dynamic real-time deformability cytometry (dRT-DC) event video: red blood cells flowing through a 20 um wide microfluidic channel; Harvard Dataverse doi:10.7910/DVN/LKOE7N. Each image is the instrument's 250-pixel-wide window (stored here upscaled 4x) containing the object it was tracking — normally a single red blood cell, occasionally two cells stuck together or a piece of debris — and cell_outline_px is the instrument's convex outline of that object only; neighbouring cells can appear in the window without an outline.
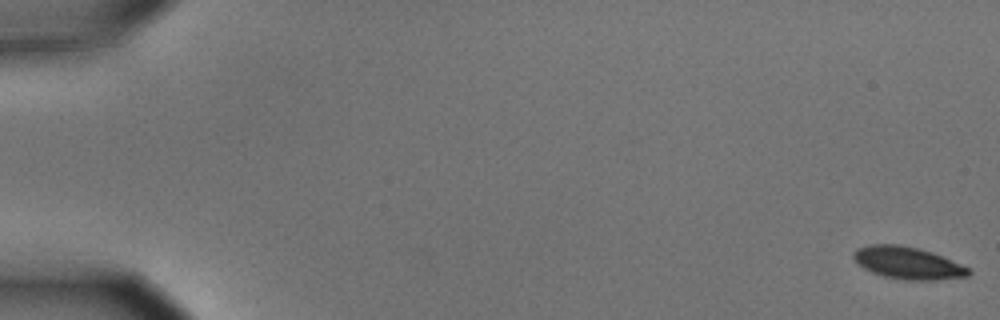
{"species": "common noctule bat (a hibernating species)", "species_latin": "Nyctalus noctula", "temperature_condition": "cold", "stored_images_in_passage": 57, "camera_frame_rate_fps": 3000, "um_per_image_px": 0.085, "animal": {"sex": "male", "body_mass_g": 15.6}, "frame": {"image": 1, "passage_image": 1, "time_ms": 0.0, "image_size_px": [1000, 320], "cell_outline_px": [[972, 272], [968, 276], [936, 280], [904, 280], [884, 276], [872, 272], [864, 268], [852, 256], [852, 252], [856, 248], [872, 244], [896, 244], [916, 248], [932, 252], [960, 264], [968, 268]], "centroid_in_image_um": [77.15, 22.35], "position_along_channel_um": 7.9, "area_um2": 21.39}}
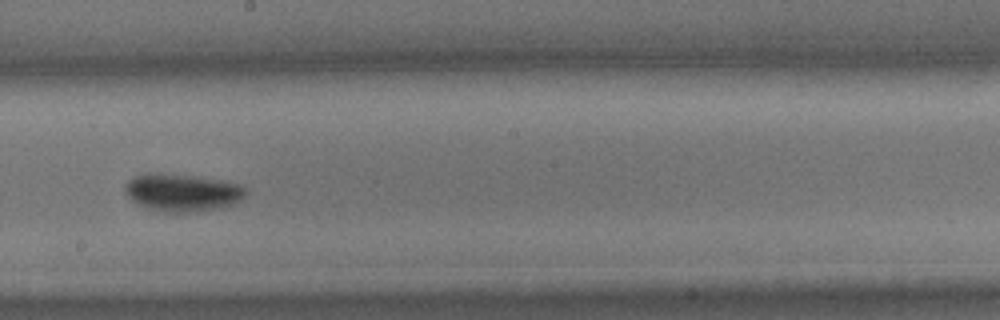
{"frame": {"image": 2, "passage_image": 33, "time_ms": 10.667, "image_size_px": [1000, 320], "cell_outline_px": [[244, 196], [240, 200], [232, 204], [216, 208], [196, 212], [168, 212], [152, 208], [140, 204], [132, 200], [128, 196], [124, 188], [124, 184], [128, 180], [136, 176], [192, 176], [236, 184], [244, 188]], "centroid_in_image_um": [15.49, 16.41], "position_along_channel_um": 232.7, "area_um2": 24.8}}
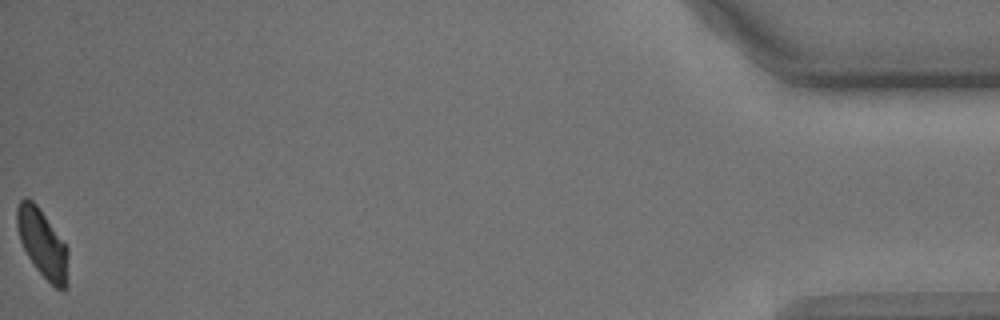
{"frame": {"image": 3, "passage_image": 57, "time_ms": 18.667, "image_size_px": [1000, 320], "cell_outline_px": [[68, 288], [56, 288], [36, 268], [28, 256], [20, 240], [16, 224], [16, 208], [20, 200], [24, 196], [32, 200], [36, 204], [68, 248]], "centroid_in_image_um": [3.61, 20.68], "position_along_channel_um": 431.6, "area_um2": 20.17}, "authors_computed_cell_mechanics": {"area_um2": 22.4842, "velocity_mm_per_s": 3.6019, "shape_relaxation_time_tau1_ms": 4.4328, "shape_relaxation_time_tau2_ms": null, "deformation_change_tau1": 0.1181, "deformation_change_tau2": null}}